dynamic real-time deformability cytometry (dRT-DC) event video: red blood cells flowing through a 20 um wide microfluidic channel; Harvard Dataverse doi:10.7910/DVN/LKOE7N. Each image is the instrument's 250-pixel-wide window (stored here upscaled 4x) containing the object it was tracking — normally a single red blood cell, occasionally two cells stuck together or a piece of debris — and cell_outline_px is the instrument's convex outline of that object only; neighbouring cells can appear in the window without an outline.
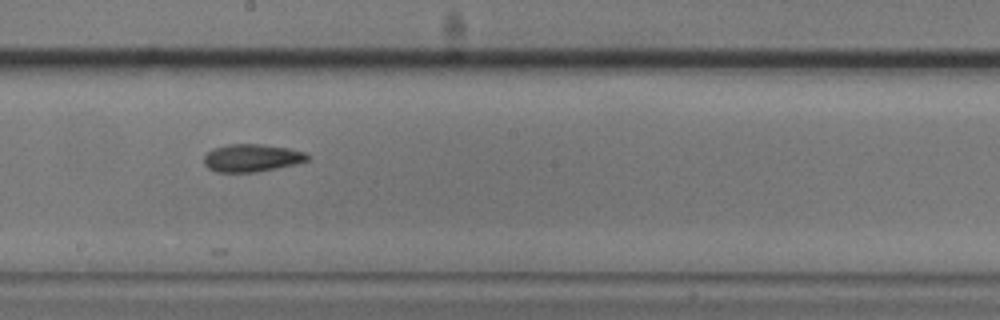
{"species": "common noctule bat (a hibernating species)", "species_latin": "Nyctalus noctula", "temperature_condition": "cold", "stored_images_in_passage": 14, "camera_frame_rate_fps": 3000, "um_per_image_px": 0.085, "animal": {"sex": "male", "body_mass_g": 20.5, "forearm_length_mm": 52.5}, "frame": {"image": 1, "passage_image": 9, "time_ms": 2.667, "image_size_px": [1000, 320], "cell_outline_px": [[312, 156], [308, 160], [296, 164], [256, 172], [216, 172], [208, 168], [204, 164], [204, 156], [212, 148], [228, 144], [264, 144], [288, 148], [304, 152]], "centroid_in_image_um": [21.4, 13.42], "position_along_channel_um": 226.8, "area_um2": 16.82}}
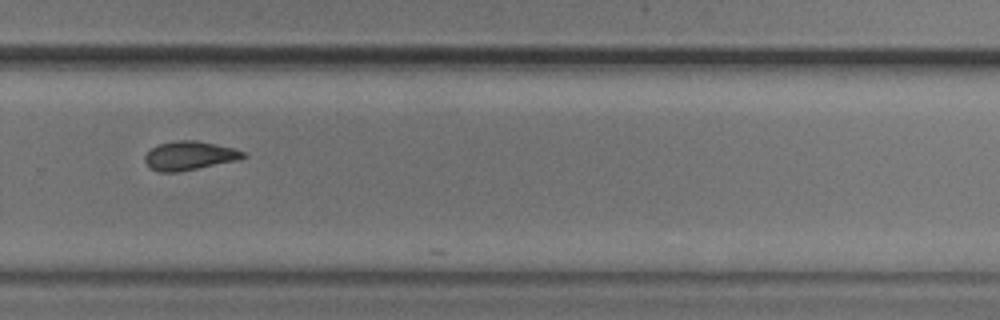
{"frame": {"image": 2, "passage_image": 11, "time_ms": 3.333, "image_size_px": [1000, 320], "cell_outline_px": [[248, 156], [240, 160], [176, 172], [160, 172], [148, 168], [144, 160], [144, 156], [156, 144], [180, 140], [196, 140], [236, 148], [244, 152]], "centroid_in_image_um": [16.11, 13.23], "position_along_channel_um": 313.7, "area_um2": 16.7}}
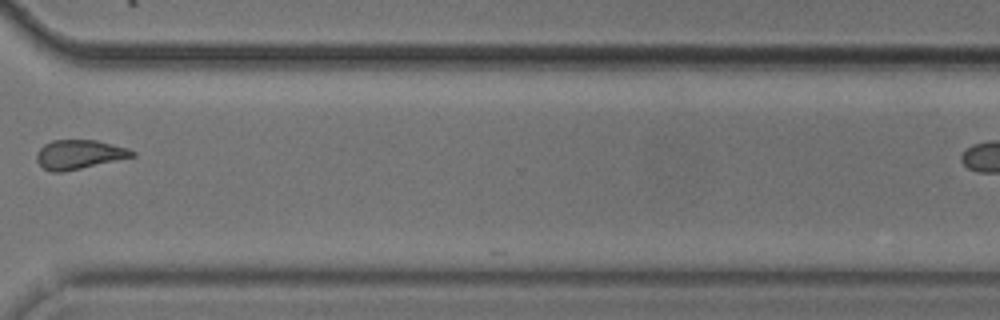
{"frame": {"image": 3, "passage_image": 12, "time_ms": 3.667, "image_size_px": [1000, 320], "cell_outline_px": [[136, 156], [64, 172], [52, 172], [44, 168], [36, 160], [36, 152], [44, 144], [52, 140], [96, 140], [128, 148], [136, 152]], "centroid_in_image_um": [6.73, 13.13], "position_along_channel_um": 363.9, "area_um2": 16.3}}